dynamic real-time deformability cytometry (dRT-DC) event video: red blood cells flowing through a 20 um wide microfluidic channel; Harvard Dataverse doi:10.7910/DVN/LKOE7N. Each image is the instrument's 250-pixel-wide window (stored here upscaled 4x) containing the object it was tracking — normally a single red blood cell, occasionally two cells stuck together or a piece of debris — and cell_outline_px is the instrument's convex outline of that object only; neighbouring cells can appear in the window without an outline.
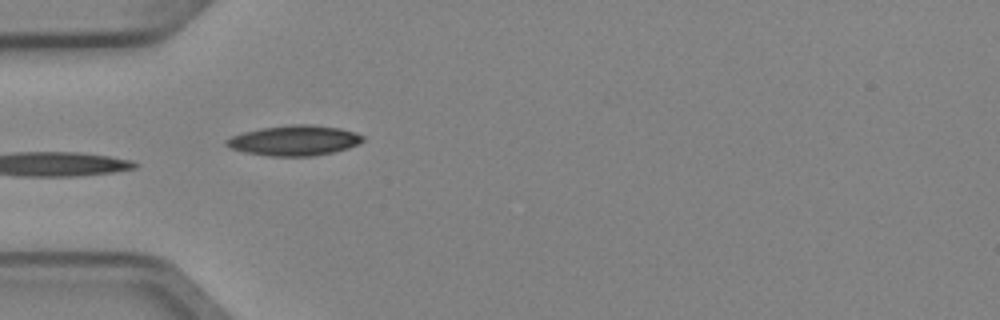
{"species": "Egyptian fruit bat (a non-hibernating species)", "species_latin": "Rousettus aegyptiacus", "temperature_condition": "cold", "stored_images_in_passage": 5, "camera_frame_rate_fps": 3000, "um_per_image_px": 0.085, "animal": {"sex": "female"}, "frame": {"image": 1, "passage_image": 4, "time_ms": 1.0, "image_size_px": [1000, 320], "cell_outline_px": [[364, 140], [348, 148], [332, 152], [312, 156], [272, 156], [244, 152], [232, 148], [224, 144], [224, 140], [232, 136], [244, 132], [260, 128], [292, 124], [312, 124], [340, 128], [364, 136]], "centroid_in_image_um": [24.99, 11.93], "position_along_channel_um": 60.0, "area_um2": 23.87}}
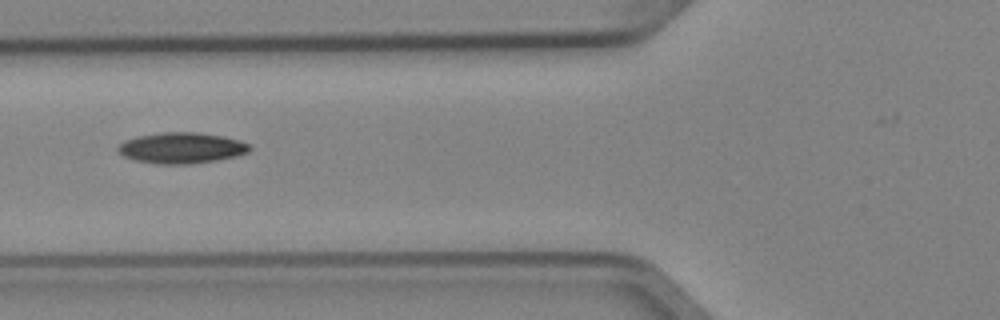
{"frame": {"image": 2, "passage_image": 5, "time_ms": 1.333, "image_size_px": [1000, 320], "cell_outline_px": [[252, 148], [248, 152], [236, 156], [216, 160], [192, 164], [156, 164], [136, 160], [124, 156], [116, 148], [124, 140], [136, 136], [160, 132], [200, 132], [224, 136], [248, 144]], "centroid_in_image_um": [15.41, 12.57], "position_along_channel_um": 110.4, "area_um2": 23.76}}